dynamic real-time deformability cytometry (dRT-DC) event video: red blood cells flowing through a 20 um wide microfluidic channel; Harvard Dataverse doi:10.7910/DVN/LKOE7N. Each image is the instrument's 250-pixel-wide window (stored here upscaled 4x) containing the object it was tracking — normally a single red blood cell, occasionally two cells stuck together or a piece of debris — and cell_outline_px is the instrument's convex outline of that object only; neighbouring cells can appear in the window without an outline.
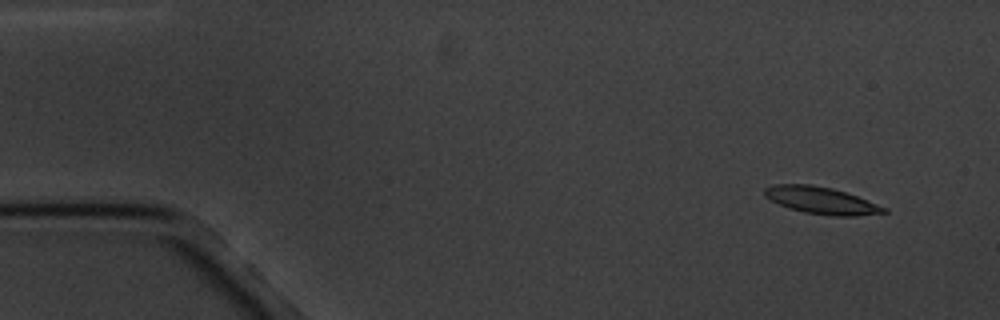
{"species": "common noctule bat (a hibernating species)", "species_latin": "Nyctalus noctula", "temperature_condition": "cold", "stored_images_in_passage": 4, "camera_frame_rate_fps": 3000, "um_per_image_px": 0.085, "animal": {"sex": "male", "body_mass_g": 20.1, "forearm_length_mm": 53.5}, "frame": {"image": 1, "passage_image": 1, "time_ms": 0.0, "image_size_px": [1000, 320], "cell_outline_px": [[888, 212], [856, 216], [832, 216], [804, 212], [788, 208], [764, 196], [764, 188], [772, 184], [812, 184], [832, 188], [856, 196], [888, 208]], "centroid_in_image_um": [69.8, 17.03], "position_along_channel_um": 15.2, "area_um2": 18.73}}
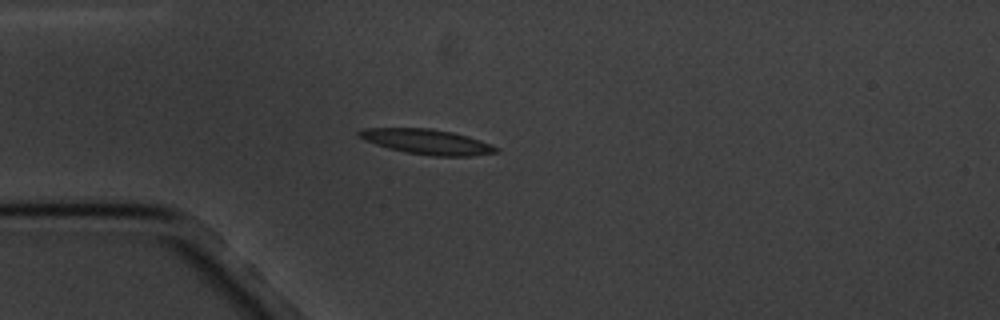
{"frame": {"image": 2, "passage_image": 4, "time_ms": 3.667, "image_size_px": [1000, 320], "cell_outline_px": [[500, 152], [468, 156], [432, 156], [408, 152], [388, 148], [364, 140], [356, 136], [356, 132], [364, 128], [432, 128], [452, 132], [468, 136], [492, 144], [500, 148]], "centroid_in_image_um": [36.31, 12.04], "position_along_channel_um": 48.7, "area_um2": 20.11}}